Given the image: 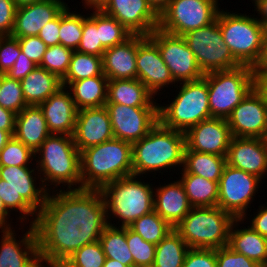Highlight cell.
Here are the masks:
<instances>
[{"mask_svg": "<svg viewBox=\"0 0 267 267\" xmlns=\"http://www.w3.org/2000/svg\"><path fill=\"white\" fill-rule=\"evenodd\" d=\"M107 225L100 189L49 191L34 223L42 267H59L78 249L98 241Z\"/></svg>", "mask_w": 267, "mask_h": 267, "instance_id": "obj_1", "label": "cell"}, {"mask_svg": "<svg viewBox=\"0 0 267 267\" xmlns=\"http://www.w3.org/2000/svg\"><path fill=\"white\" fill-rule=\"evenodd\" d=\"M34 157L41 182L48 191L55 188L57 191L59 186L67 190L82 188L80 151L73 136L51 134L34 152Z\"/></svg>", "mask_w": 267, "mask_h": 267, "instance_id": "obj_2", "label": "cell"}, {"mask_svg": "<svg viewBox=\"0 0 267 267\" xmlns=\"http://www.w3.org/2000/svg\"><path fill=\"white\" fill-rule=\"evenodd\" d=\"M185 133L164 127L158 122L149 133L132 143L133 175H149L171 168L183 167Z\"/></svg>", "mask_w": 267, "mask_h": 267, "instance_id": "obj_3", "label": "cell"}, {"mask_svg": "<svg viewBox=\"0 0 267 267\" xmlns=\"http://www.w3.org/2000/svg\"><path fill=\"white\" fill-rule=\"evenodd\" d=\"M82 188L100 189L133 175L132 143L113 138L80 152Z\"/></svg>", "mask_w": 267, "mask_h": 267, "instance_id": "obj_4", "label": "cell"}, {"mask_svg": "<svg viewBox=\"0 0 267 267\" xmlns=\"http://www.w3.org/2000/svg\"><path fill=\"white\" fill-rule=\"evenodd\" d=\"M140 176L131 175L118 178L100 188L107 214V222L112 218L118 226H129L135 220L154 210V187L140 179ZM121 223H120V222Z\"/></svg>", "mask_w": 267, "mask_h": 267, "instance_id": "obj_5", "label": "cell"}, {"mask_svg": "<svg viewBox=\"0 0 267 267\" xmlns=\"http://www.w3.org/2000/svg\"><path fill=\"white\" fill-rule=\"evenodd\" d=\"M235 218L221 208L192 207L174 227L189 248L219 249L229 242Z\"/></svg>", "mask_w": 267, "mask_h": 267, "instance_id": "obj_6", "label": "cell"}, {"mask_svg": "<svg viewBox=\"0 0 267 267\" xmlns=\"http://www.w3.org/2000/svg\"><path fill=\"white\" fill-rule=\"evenodd\" d=\"M176 87L178 93L171 103L158 106V117L164 127L185 133L192 126L211 118L207 79L183 82Z\"/></svg>", "mask_w": 267, "mask_h": 267, "instance_id": "obj_7", "label": "cell"}, {"mask_svg": "<svg viewBox=\"0 0 267 267\" xmlns=\"http://www.w3.org/2000/svg\"><path fill=\"white\" fill-rule=\"evenodd\" d=\"M226 11V12H225ZM220 9L218 24L233 57L241 64L252 67L259 59L267 38V29L255 14L230 13Z\"/></svg>", "mask_w": 267, "mask_h": 267, "instance_id": "obj_8", "label": "cell"}, {"mask_svg": "<svg viewBox=\"0 0 267 267\" xmlns=\"http://www.w3.org/2000/svg\"><path fill=\"white\" fill-rule=\"evenodd\" d=\"M211 117L227 119L233 109L256 86L252 67L241 65L230 70L205 73Z\"/></svg>", "mask_w": 267, "mask_h": 267, "instance_id": "obj_9", "label": "cell"}, {"mask_svg": "<svg viewBox=\"0 0 267 267\" xmlns=\"http://www.w3.org/2000/svg\"><path fill=\"white\" fill-rule=\"evenodd\" d=\"M182 37L194 53L197 64L204 74L241 66L225 44L218 24V15L211 24L191 30Z\"/></svg>", "mask_w": 267, "mask_h": 267, "instance_id": "obj_10", "label": "cell"}, {"mask_svg": "<svg viewBox=\"0 0 267 267\" xmlns=\"http://www.w3.org/2000/svg\"><path fill=\"white\" fill-rule=\"evenodd\" d=\"M219 0H171L159 14L158 28L183 36L191 30L205 27L217 18Z\"/></svg>", "mask_w": 267, "mask_h": 267, "instance_id": "obj_11", "label": "cell"}, {"mask_svg": "<svg viewBox=\"0 0 267 267\" xmlns=\"http://www.w3.org/2000/svg\"><path fill=\"white\" fill-rule=\"evenodd\" d=\"M259 183H262V179L256 175L226 164L218 183L217 207L235 219L250 220L247 210L255 200L256 192L258 194Z\"/></svg>", "mask_w": 267, "mask_h": 267, "instance_id": "obj_12", "label": "cell"}, {"mask_svg": "<svg viewBox=\"0 0 267 267\" xmlns=\"http://www.w3.org/2000/svg\"><path fill=\"white\" fill-rule=\"evenodd\" d=\"M148 37L157 45L175 83L195 81L204 77L194 53L182 36L156 28Z\"/></svg>", "mask_w": 267, "mask_h": 267, "instance_id": "obj_13", "label": "cell"}, {"mask_svg": "<svg viewBox=\"0 0 267 267\" xmlns=\"http://www.w3.org/2000/svg\"><path fill=\"white\" fill-rule=\"evenodd\" d=\"M232 137L267 139V96L255 86L226 119Z\"/></svg>", "mask_w": 267, "mask_h": 267, "instance_id": "obj_14", "label": "cell"}, {"mask_svg": "<svg viewBox=\"0 0 267 267\" xmlns=\"http://www.w3.org/2000/svg\"><path fill=\"white\" fill-rule=\"evenodd\" d=\"M114 138L134 143L146 136L159 122L158 107H129L106 103Z\"/></svg>", "mask_w": 267, "mask_h": 267, "instance_id": "obj_15", "label": "cell"}, {"mask_svg": "<svg viewBox=\"0 0 267 267\" xmlns=\"http://www.w3.org/2000/svg\"><path fill=\"white\" fill-rule=\"evenodd\" d=\"M137 79L142 82L154 96L161 95L164 87L176 84L169 68L163 61L157 45L148 37L137 34L136 55ZM162 89V90H161Z\"/></svg>", "mask_w": 267, "mask_h": 267, "instance_id": "obj_16", "label": "cell"}, {"mask_svg": "<svg viewBox=\"0 0 267 267\" xmlns=\"http://www.w3.org/2000/svg\"><path fill=\"white\" fill-rule=\"evenodd\" d=\"M102 11L132 34L149 36L158 28L159 14L147 0H109Z\"/></svg>", "mask_w": 267, "mask_h": 267, "instance_id": "obj_17", "label": "cell"}, {"mask_svg": "<svg viewBox=\"0 0 267 267\" xmlns=\"http://www.w3.org/2000/svg\"><path fill=\"white\" fill-rule=\"evenodd\" d=\"M231 138L227 120L211 117L185 132V150L226 157Z\"/></svg>", "mask_w": 267, "mask_h": 267, "instance_id": "obj_18", "label": "cell"}, {"mask_svg": "<svg viewBox=\"0 0 267 267\" xmlns=\"http://www.w3.org/2000/svg\"><path fill=\"white\" fill-rule=\"evenodd\" d=\"M27 230L16 240L14 228L1 229L0 267H42L34 225Z\"/></svg>", "mask_w": 267, "mask_h": 267, "instance_id": "obj_19", "label": "cell"}, {"mask_svg": "<svg viewBox=\"0 0 267 267\" xmlns=\"http://www.w3.org/2000/svg\"><path fill=\"white\" fill-rule=\"evenodd\" d=\"M73 140L81 152L114 138L107 108H84L77 111Z\"/></svg>", "mask_w": 267, "mask_h": 267, "instance_id": "obj_20", "label": "cell"}, {"mask_svg": "<svg viewBox=\"0 0 267 267\" xmlns=\"http://www.w3.org/2000/svg\"><path fill=\"white\" fill-rule=\"evenodd\" d=\"M226 163L263 179L267 176V139L232 137Z\"/></svg>", "mask_w": 267, "mask_h": 267, "instance_id": "obj_21", "label": "cell"}, {"mask_svg": "<svg viewBox=\"0 0 267 267\" xmlns=\"http://www.w3.org/2000/svg\"><path fill=\"white\" fill-rule=\"evenodd\" d=\"M67 4L64 0H43L17 7L11 36H38L42 27L53 20Z\"/></svg>", "mask_w": 267, "mask_h": 267, "instance_id": "obj_22", "label": "cell"}, {"mask_svg": "<svg viewBox=\"0 0 267 267\" xmlns=\"http://www.w3.org/2000/svg\"><path fill=\"white\" fill-rule=\"evenodd\" d=\"M35 167L32 169L30 166H0V179L6 181V184L38 213L45 204L49 191L40 182L41 177Z\"/></svg>", "mask_w": 267, "mask_h": 267, "instance_id": "obj_23", "label": "cell"}, {"mask_svg": "<svg viewBox=\"0 0 267 267\" xmlns=\"http://www.w3.org/2000/svg\"><path fill=\"white\" fill-rule=\"evenodd\" d=\"M39 107L51 134L73 135L78 110L66 87L62 86Z\"/></svg>", "mask_w": 267, "mask_h": 267, "instance_id": "obj_24", "label": "cell"}, {"mask_svg": "<svg viewBox=\"0 0 267 267\" xmlns=\"http://www.w3.org/2000/svg\"><path fill=\"white\" fill-rule=\"evenodd\" d=\"M137 34L123 43L105 50L102 57L103 74L108 80L137 79Z\"/></svg>", "mask_w": 267, "mask_h": 267, "instance_id": "obj_25", "label": "cell"}, {"mask_svg": "<svg viewBox=\"0 0 267 267\" xmlns=\"http://www.w3.org/2000/svg\"><path fill=\"white\" fill-rule=\"evenodd\" d=\"M159 185L154 187V211L174 228L189 213L192 206L180 180Z\"/></svg>", "mask_w": 267, "mask_h": 267, "instance_id": "obj_26", "label": "cell"}, {"mask_svg": "<svg viewBox=\"0 0 267 267\" xmlns=\"http://www.w3.org/2000/svg\"><path fill=\"white\" fill-rule=\"evenodd\" d=\"M51 135L39 106H26L16 114L14 137L35 152Z\"/></svg>", "mask_w": 267, "mask_h": 267, "instance_id": "obj_27", "label": "cell"}, {"mask_svg": "<svg viewBox=\"0 0 267 267\" xmlns=\"http://www.w3.org/2000/svg\"><path fill=\"white\" fill-rule=\"evenodd\" d=\"M243 219H235L229 231L228 246L237 253L245 255L260 266L267 265V238L254 231L249 225L247 228ZM237 227V228H236ZM235 228V229H234Z\"/></svg>", "mask_w": 267, "mask_h": 267, "instance_id": "obj_28", "label": "cell"}, {"mask_svg": "<svg viewBox=\"0 0 267 267\" xmlns=\"http://www.w3.org/2000/svg\"><path fill=\"white\" fill-rule=\"evenodd\" d=\"M154 94L138 79L108 80L106 103L129 107H158Z\"/></svg>", "mask_w": 267, "mask_h": 267, "instance_id": "obj_29", "label": "cell"}, {"mask_svg": "<svg viewBox=\"0 0 267 267\" xmlns=\"http://www.w3.org/2000/svg\"><path fill=\"white\" fill-rule=\"evenodd\" d=\"M20 83L27 106H39L62 87L61 80L55 74L39 66Z\"/></svg>", "mask_w": 267, "mask_h": 267, "instance_id": "obj_30", "label": "cell"}, {"mask_svg": "<svg viewBox=\"0 0 267 267\" xmlns=\"http://www.w3.org/2000/svg\"><path fill=\"white\" fill-rule=\"evenodd\" d=\"M108 78L94 76L71 82L66 88L70 91L77 110L104 107L107 101Z\"/></svg>", "mask_w": 267, "mask_h": 267, "instance_id": "obj_31", "label": "cell"}, {"mask_svg": "<svg viewBox=\"0 0 267 267\" xmlns=\"http://www.w3.org/2000/svg\"><path fill=\"white\" fill-rule=\"evenodd\" d=\"M226 164V157L224 156L184 150L181 173H191L207 180L219 182Z\"/></svg>", "mask_w": 267, "mask_h": 267, "instance_id": "obj_32", "label": "cell"}, {"mask_svg": "<svg viewBox=\"0 0 267 267\" xmlns=\"http://www.w3.org/2000/svg\"><path fill=\"white\" fill-rule=\"evenodd\" d=\"M179 179L192 207H214L218 202V183L191 173Z\"/></svg>", "mask_w": 267, "mask_h": 267, "instance_id": "obj_33", "label": "cell"}, {"mask_svg": "<svg viewBox=\"0 0 267 267\" xmlns=\"http://www.w3.org/2000/svg\"><path fill=\"white\" fill-rule=\"evenodd\" d=\"M108 224L99 238L106 258L117 260L123 265L134 267V259L126 241V226Z\"/></svg>", "mask_w": 267, "mask_h": 267, "instance_id": "obj_34", "label": "cell"}, {"mask_svg": "<svg viewBox=\"0 0 267 267\" xmlns=\"http://www.w3.org/2000/svg\"><path fill=\"white\" fill-rule=\"evenodd\" d=\"M189 247L175 230H171L157 245L152 267H182Z\"/></svg>", "mask_w": 267, "mask_h": 267, "instance_id": "obj_35", "label": "cell"}, {"mask_svg": "<svg viewBox=\"0 0 267 267\" xmlns=\"http://www.w3.org/2000/svg\"><path fill=\"white\" fill-rule=\"evenodd\" d=\"M94 76H105L102 57L73 51L68 72L61 83L67 87L71 82Z\"/></svg>", "mask_w": 267, "mask_h": 267, "instance_id": "obj_36", "label": "cell"}, {"mask_svg": "<svg viewBox=\"0 0 267 267\" xmlns=\"http://www.w3.org/2000/svg\"><path fill=\"white\" fill-rule=\"evenodd\" d=\"M129 227L145 241L157 245L174 228L154 210L141 216Z\"/></svg>", "mask_w": 267, "mask_h": 267, "instance_id": "obj_37", "label": "cell"}, {"mask_svg": "<svg viewBox=\"0 0 267 267\" xmlns=\"http://www.w3.org/2000/svg\"><path fill=\"white\" fill-rule=\"evenodd\" d=\"M70 10L67 5L60 12L59 44L76 51L82 38L84 15Z\"/></svg>", "mask_w": 267, "mask_h": 267, "instance_id": "obj_38", "label": "cell"}, {"mask_svg": "<svg viewBox=\"0 0 267 267\" xmlns=\"http://www.w3.org/2000/svg\"><path fill=\"white\" fill-rule=\"evenodd\" d=\"M84 14L83 33L76 51L103 57L105 48L99 41V10Z\"/></svg>", "mask_w": 267, "mask_h": 267, "instance_id": "obj_39", "label": "cell"}, {"mask_svg": "<svg viewBox=\"0 0 267 267\" xmlns=\"http://www.w3.org/2000/svg\"><path fill=\"white\" fill-rule=\"evenodd\" d=\"M0 197L10 213L13 211L19 212V217L17 218L20 220L19 223L23 224H20L22 228L19 227V230L23 229V226L27 225L26 223H28L29 220V225H34L37 218V212L20 194H17L16 191L2 179H0ZM29 216H31V219ZM23 222H25V224Z\"/></svg>", "mask_w": 267, "mask_h": 267, "instance_id": "obj_40", "label": "cell"}, {"mask_svg": "<svg viewBox=\"0 0 267 267\" xmlns=\"http://www.w3.org/2000/svg\"><path fill=\"white\" fill-rule=\"evenodd\" d=\"M131 35L114 17L99 10V41L105 49L123 43Z\"/></svg>", "mask_w": 267, "mask_h": 267, "instance_id": "obj_41", "label": "cell"}, {"mask_svg": "<svg viewBox=\"0 0 267 267\" xmlns=\"http://www.w3.org/2000/svg\"><path fill=\"white\" fill-rule=\"evenodd\" d=\"M106 256L101 243H89L75 251L59 267H103Z\"/></svg>", "mask_w": 267, "mask_h": 267, "instance_id": "obj_42", "label": "cell"}, {"mask_svg": "<svg viewBox=\"0 0 267 267\" xmlns=\"http://www.w3.org/2000/svg\"><path fill=\"white\" fill-rule=\"evenodd\" d=\"M73 50L61 44L47 47L39 67L62 80L68 72Z\"/></svg>", "mask_w": 267, "mask_h": 267, "instance_id": "obj_43", "label": "cell"}, {"mask_svg": "<svg viewBox=\"0 0 267 267\" xmlns=\"http://www.w3.org/2000/svg\"><path fill=\"white\" fill-rule=\"evenodd\" d=\"M126 241L134 259V267H152L156 245L145 241L138 233L126 226Z\"/></svg>", "mask_w": 267, "mask_h": 267, "instance_id": "obj_44", "label": "cell"}, {"mask_svg": "<svg viewBox=\"0 0 267 267\" xmlns=\"http://www.w3.org/2000/svg\"><path fill=\"white\" fill-rule=\"evenodd\" d=\"M0 105L16 114L27 106L20 81L6 74H0Z\"/></svg>", "mask_w": 267, "mask_h": 267, "instance_id": "obj_45", "label": "cell"}, {"mask_svg": "<svg viewBox=\"0 0 267 267\" xmlns=\"http://www.w3.org/2000/svg\"><path fill=\"white\" fill-rule=\"evenodd\" d=\"M34 160V152L14 136L0 151V166H33Z\"/></svg>", "mask_w": 267, "mask_h": 267, "instance_id": "obj_46", "label": "cell"}, {"mask_svg": "<svg viewBox=\"0 0 267 267\" xmlns=\"http://www.w3.org/2000/svg\"><path fill=\"white\" fill-rule=\"evenodd\" d=\"M21 52L18 39L12 36H0V74H7Z\"/></svg>", "mask_w": 267, "mask_h": 267, "instance_id": "obj_47", "label": "cell"}, {"mask_svg": "<svg viewBox=\"0 0 267 267\" xmlns=\"http://www.w3.org/2000/svg\"><path fill=\"white\" fill-rule=\"evenodd\" d=\"M217 267H261L245 255L232 250L228 245L216 249Z\"/></svg>", "mask_w": 267, "mask_h": 267, "instance_id": "obj_48", "label": "cell"}, {"mask_svg": "<svg viewBox=\"0 0 267 267\" xmlns=\"http://www.w3.org/2000/svg\"><path fill=\"white\" fill-rule=\"evenodd\" d=\"M182 267H217L216 249L189 248Z\"/></svg>", "mask_w": 267, "mask_h": 267, "instance_id": "obj_49", "label": "cell"}, {"mask_svg": "<svg viewBox=\"0 0 267 267\" xmlns=\"http://www.w3.org/2000/svg\"><path fill=\"white\" fill-rule=\"evenodd\" d=\"M15 38L18 39L21 52L39 66L47 49V45L38 36Z\"/></svg>", "mask_w": 267, "mask_h": 267, "instance_id": "obj_50", "label": "cell"}, {"mask_svg": "<svg viewBox=\"0 0 267 267\" xmlns=\"http://www.w3.org/2000/svg\"><path fill=\"white\" fill-rule=\"evenodd\" d=\"M17 6L13 0H0V36H11Z\"/></svg>", "mask_w": 267, "mask_h": 267, "instance_id": "obj_51", "label": "cell"}, {"mask_svg": "<svg viewBox=\"0 0 267 267\" xmlns=\"http://www.w3.org/2000/svg\"><path fill=\"white\" fill-rule=\"evenodd\" d=\"M36 67H38V65H36L32 60L27 58L23 52H20V55L17 58L16 62L6 75L9 76L11 79L21 81Z\"/></svg>", "mask_w": 267, "mask_h": 267, "instance_id": "obj_52", "label": "cell"}, {"mask_svg": "<svg viewBox=\"0 0 267 267\" xmlns=\"http://www.w3.org/2000/svg\"><path fill=\"white\" fill-rule=\"evenodd\" d=\"M60 13L51 21L47 22L40 30L38 37L47 47L59 44Z\"/></svg>", "mask_w": 267, "mask_h": 267, "instance_id": "obj_53", "label": "cell"}, {"mask_svg": "<svg viewBox=\"0 0 267 267\" xmlns=\"http://www.w3.org/2000/svg\"><path fill=\"white\" fill-rule=\"evenodd\" d=\"M252 71L256 86H260L267 80V38L258 61L252 66Z\"/></svg>", "mask_w": 267, "mask_h": 267, "instance_id": "obj_54", "label": "cell"}, {"mask_svg": "<svg viewBox=\"0 0 267 267\" xmlns=\"http://www.w3.org/2000/svg\"><path fill=\"white\" fill-rule=\"evenodd\" d=\"M263 205L261 204L259 206L258 211L255 212L257 214H255L252 220H250L249 222H250V227L254 231L258 232L260 235L267 238V205L266 204Z\"/></svg>", "mask_w": 267, "mask_h": 267, "instance_id": "obj_55", "label": "cell"}, {"mask_svg": "<svg viewBox=\"0 0 267 267\" xmlns=\"http://www.w3.org/2000/svg\"><path fill=\"white\" fill-rule=\"evenodd\" d=\"M16 113L0 105V130L14 135Z\"/></svg>", "mask_w": 267, "mask_h": 267, "instance_id": "obj_56", "label": "cell"}, {"mask_svg": "<svg viewBox=\"0 0 267 267\" xmlns=\"http://www.w3.org/2000/svg\"><path fill=\"white\" fill-rule=\"evenodd\" d=\"M10 214L11 213L7 210L6 206L3 203V200L0 197V230L13 229V225H11L12 222L10 221L11 219H9L11 217Z\"/></svg>", "mask_w": 267, "mask_h": 267, "instance_id": "obj_57", "label": "cell"}, {"mask_svg": "<svg viewBox=\"0 0 267 267\" xmlns=\"http://www.w3.org/2000/svg\"><path fill=\"white\" fill-rule=\"evenodd\" d=\"M255 6L256 7H254V11H256V13H258V16L260 17L258 18L256 16V19L267 29V0H262Z\"/></svg>", "mask_w": 267, "mask_h": 267, "instance_id": "obj_58", "label": "cell"}, {"mask_svg": "<svg viewBox=\"0 0 267 267\" xmlns=\"http://www.w3.org/2000/svg\"><path fill=\"white\" fill-rule=\"evenodd\" d=\"M109 0H82L84 8L91 10H102Z\"/></svg>", "mask_w": 267, "mask_h": 267, "instance_id": "obj_59", "label": "cell"}, {"mask_svg": "<svg viewBox=\"0 0 267 267\" xmlns=\"http://www.w3.org/2000/svg\"><path fill=\"white\" fill-rule=\"evenodd\" d=\"M171 0H147L152 8L160 14L161 11L170 3Z\"/></svg>", "mask_w": 267, "mask_h": 267, "instance_id": "obj_60", "label": "cell"}, {"mask_svg": "<svg viewBox=\"0 0 267 267\" xmlns=\"http://www.w3.org/2000/svg\"><path fill=\"white\" fill-rule=\"evenodd\" d=\"M12 134L7 131L0 130V151L6 145V143L12 138Z\"/></svg>", "mask_w": 267, "mask_h": 267, "instance_id": "obj_61", "label": "cell"}, {"mask_svg": "<svg viewBox=\"0 0 267 267\" xmlns=\"http://www.w3.org/2000/svg\"><path fill=\"white\" fill-rule=\"evenodd\" d=\"M103 267H128L117 260L106 258Z\"/></svg>", "mask_w": 267, "mask_h": 267, "instance_id": "obj_62", "label": "cell"}, {"mask_svg": "<svg viewBox=\"0 0 267 267\" xmlns=\"http://www.w3.org/2000/svg\"><path fill=\"white\" fill-rule=\"evenodd\" d=\"M15 5L17 7L19 6H23V5H27V4H32V3H35V2H40V1H43V0H13Z\"/></svg>", "mask_w": 267, "mask_h": 267, "instance_id": "obj_63", "label": "cell"}, {"mask_svg": "<svg viewBox=\"0 0 267 267\" xmlns=\"http://www.w3.org/2000/svg\"><path fill=\"white\" fill-rule=\"evenodd\" d=\"M259 87L265 92L267 96V80H265Z\"/></svg>", "mask_w": 267, "mask_h": 267, "instance_id": "obj_64", "label": "cell"}, {"mask_svg": "<svg viewBox=\"0 0 267 267\" xmlns=\"http://www.w3.org/2000/svg\"><path fill=\"white\" fill-rule=\"evenodd\" d=\"M253 2V5H254V7H255V5L258 3V2H260V1H262V0H252Z\"/></svg>", "mask_w": 267, "mask_h": 267, "instance_id": "obj_65", "label": "cell"}]
</instances>
